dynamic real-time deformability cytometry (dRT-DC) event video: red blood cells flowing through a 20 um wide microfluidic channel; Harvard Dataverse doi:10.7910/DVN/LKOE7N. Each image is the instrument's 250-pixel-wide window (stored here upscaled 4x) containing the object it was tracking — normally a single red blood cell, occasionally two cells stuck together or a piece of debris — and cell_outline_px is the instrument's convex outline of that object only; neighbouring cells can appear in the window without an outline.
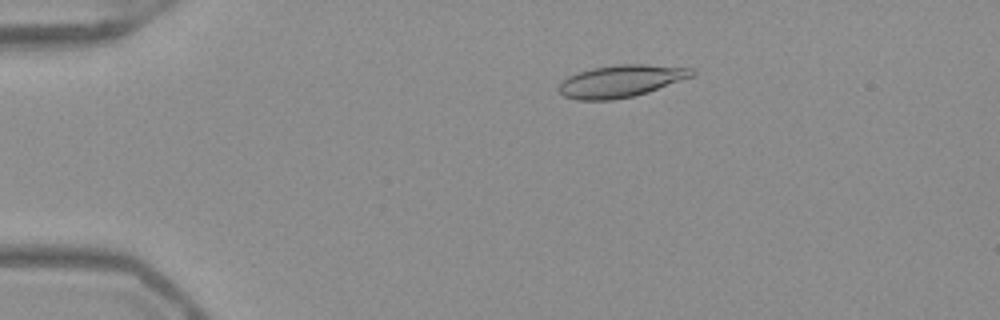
{"species": "Egyptian fruit bat (a non-hibernating species)", "species_latin": "Rousettus aegyptiacus", "temperature_condition": "warm", "stored_images_in_passage": 46, "camera_frame_rate_fps": 3000, "um_per_image_px": 0.085, "frame": {"image": 1, "passage_image": 4, "time_ms": 1.0, "image_size_px": [1000, 320], "cell_outline_px": [[696, 72], [692, 76], [648, 92], [632, 96], [612, 100], [580, 100], [564, 96], [556, 88], [568, 76], [592, 68], [616, 64], [644, 64], [692, 68]], "centroid_in_image_um": [52.76, 6.89], "position_along_channel_um": 32.2, "area_um2": 24.74}}
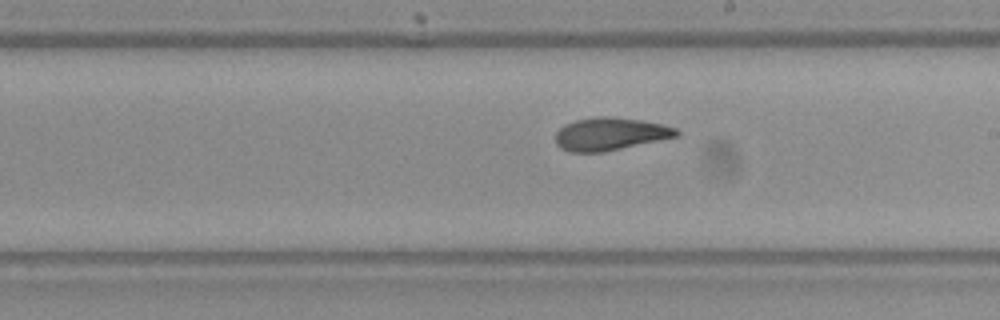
{"frame": {"image": 2, "passage_image": 24, "time_ms": 7.667, "image_size_px": [1000, 320], "cell_outline_px": [[680, 136], [604, 152], [568, 152], [560, 148], [556, 144], [556, 132], [564, 124], [576, 120], [592, 116], [612, 116], [640, 120], [664, 124], [676, 128], [680, 132]], "centroid_in_image_um": [51.87, 11.38], "position_along_channel_um": 237.1, "area_um2": 23.41}}
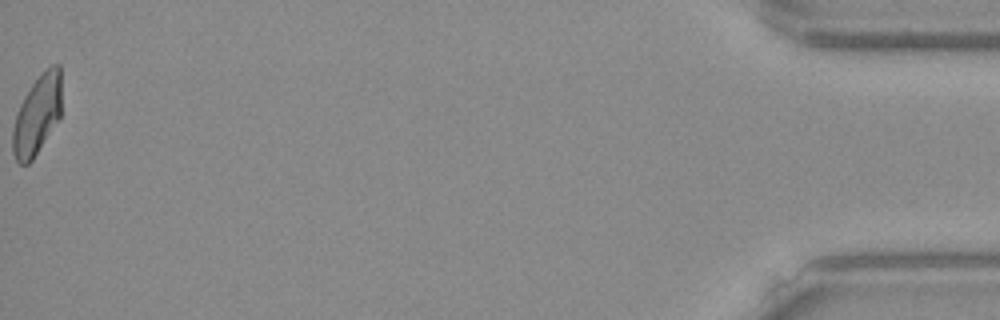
{"frame": {"image": 3, "passage_image": 46, "time_ms": 15.0, "image_size_px": [1000, 320], "cell_outline_px": [[60, 116], [32, 160], [28, 164], [20, 164], [16, 160], [12, 152], [12, 128], [16, 112], [24, 96], [32, 84], [52, 64], [60, 64]], "centroid_in_image_um": [3.12, 9.8], "position_along_channel_um": 432.1, "area_um2": 22.2}, "authors_computed_cell_mechanics": {"area_um2": 23.4379, "velocity_mm_per_s": 3.9403, "shape_relaxation_time_tau1_ms": 6.2287, "shape_relaxation_time_tau2_ms": 2.1343, "deformation_change_tau1": 0.1936, "deformation_change_tau2": 0.0974}}